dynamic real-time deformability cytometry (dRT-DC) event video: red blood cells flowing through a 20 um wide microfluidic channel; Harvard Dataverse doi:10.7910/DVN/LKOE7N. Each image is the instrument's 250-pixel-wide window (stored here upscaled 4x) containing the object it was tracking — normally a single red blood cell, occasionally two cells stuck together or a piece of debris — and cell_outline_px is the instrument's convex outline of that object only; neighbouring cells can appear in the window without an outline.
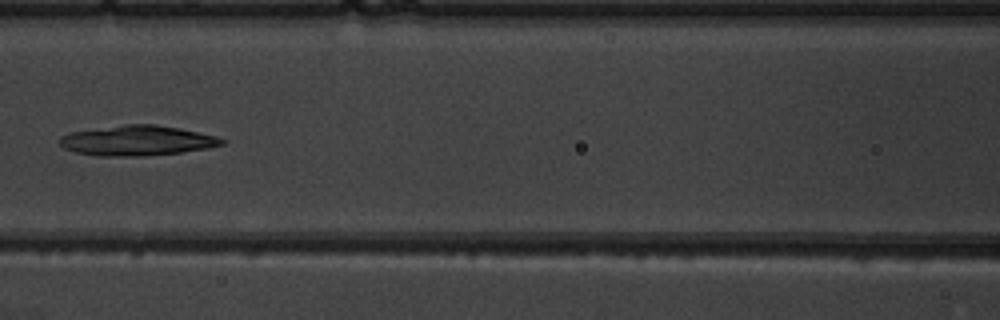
{"species": "common noctule bat (a hibernating species)", "species_latin": "Nyctalus noctula", "temperature_condition": "warm", "stored_images_in_passage": 8, "camera_frame_rate_fps": 3000, "um_per_image_px": 0.085, "animal": {"sex": "male", "body_mass_g": 19.5, "forearm_length_mm": 54.6}, "frame": {"image": 1, "passage_image": 7, "time_ms": 7.0, "image_size_px": [1000, 320], "cell_outline_px": [[228, 140], [224, 144], [208, 148], [180, 152], [144, 156], [96, 156], [76, 152], [64, 148], [60, 144], [60, 136], [72, 132], [128, 124], [156, 124], [180, 128], [216, 136]], "centroid_in_image_um": [11.7, 11.95], "position_along_channel_um": 154.9, "area_um2": 28.32}}
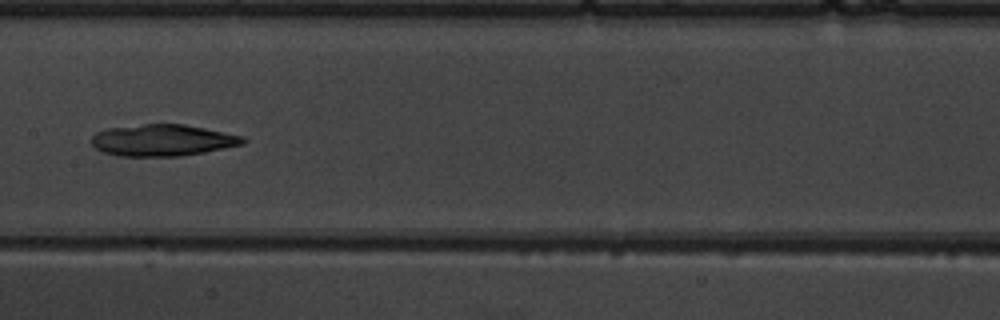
{"frame": {"image": 2, "passage_image": 8, "time_ms": 8.0, "image_size_px": [1000, 320], "cell_outline_px": [[248, 140], [244, 144], [204, 152], [180, 156], [120, 156], [104, 152], [96, 148], [92, 144], [92, 136], [96, 132], [108, 128], [144, 124], [184, 124], [244, 136]], "centroid_in_image_um": [13.84, 11.92], "position_along_channel_um": 193.6, "area_um2": 27.8}}